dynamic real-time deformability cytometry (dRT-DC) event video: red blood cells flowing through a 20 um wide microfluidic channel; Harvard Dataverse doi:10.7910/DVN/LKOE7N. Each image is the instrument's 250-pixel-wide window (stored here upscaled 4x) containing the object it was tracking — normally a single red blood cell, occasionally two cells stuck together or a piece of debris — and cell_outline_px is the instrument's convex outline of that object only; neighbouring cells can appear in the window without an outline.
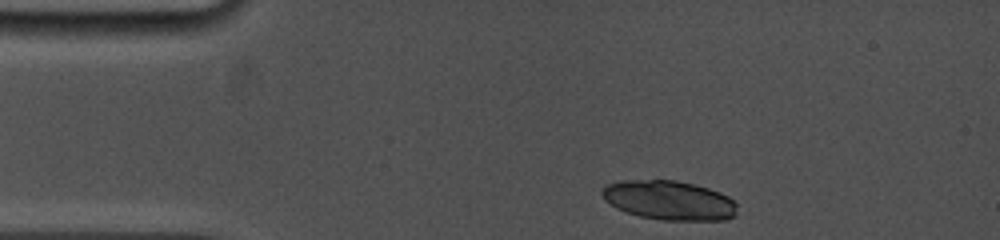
{"species": "common noctule bat (a hibernating species)", "species_latin": "Nyctalus noctula", "temperature_condition": "cold", "stored_images_in_passage": 12, "camera_frame_rate_fps": 5000, "um_per_image_px": 0.085, "animal": {"sex": "female", "body_mass_g": 19.0, "forearm_length_mm": 53.3}, "frame": {"image": 1, "passage_image": 1, "time_ms": 0.0, "image_size_px": [1000, 240], "cell_outline_px": [[736, 216], [724, 220], [664, 220], [640, 216], [616, 208], [604, 200], [600, 192], [608, 184], [620, 180], [676, 180], [708, 188], [720, 192], [728, 196], [736, 204]], "centroid_in_image_um": [56.87, 17.02], "position_along_channel_um": 28.1, "area_um2": 30.92}}